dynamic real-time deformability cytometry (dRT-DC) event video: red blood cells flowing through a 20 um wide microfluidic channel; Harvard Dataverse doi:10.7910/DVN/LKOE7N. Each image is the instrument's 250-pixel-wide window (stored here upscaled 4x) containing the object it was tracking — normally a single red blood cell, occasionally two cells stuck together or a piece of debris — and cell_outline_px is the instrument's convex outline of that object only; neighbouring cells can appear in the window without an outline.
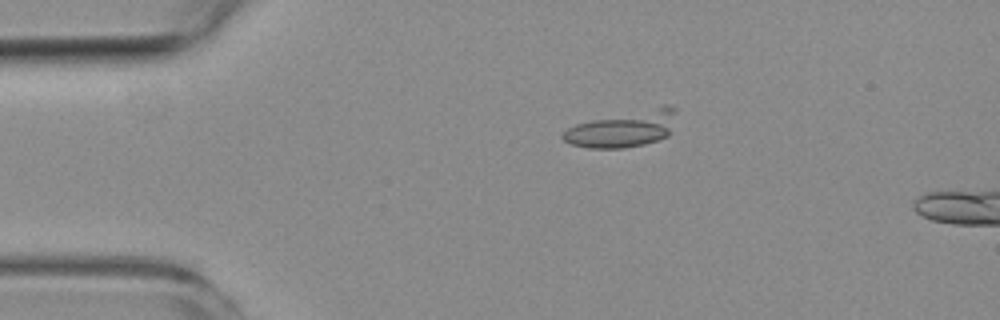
{"species": "common noctule bat (a hibernating species)", "species_latin": "Nyctalus noctula", "temperature_condition": "room temperature", "stored_images_in_passage": 4, "camera_frame_rate_fps": 3000, "um_per_image_px": 0.085, "animal": {"sex": "female", "body_mass_g": 19.3, "forearm_length_mm": 54.1}, "frame": {"image": 1, "passage_image": 2, "time_ms": 1.0, "image_size_px": [1000, 320], "cell_outline_px": [[676, 108], [668, 136], [644, 144], [624, 148], [588, 148], [572, 144], [564, 140], [560, 136], [568, 128], [576, 124], [592, 120], [664, 104], [672, 104]], "centroid_in_image_um": [52.97, 10.95], "position_along_channel_um": 32.0, "area_um2": 23.64}}